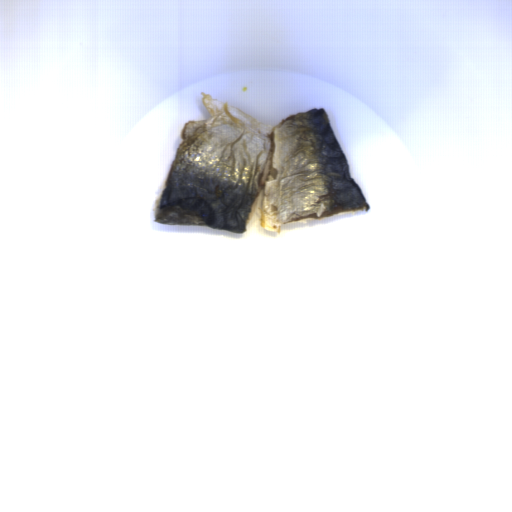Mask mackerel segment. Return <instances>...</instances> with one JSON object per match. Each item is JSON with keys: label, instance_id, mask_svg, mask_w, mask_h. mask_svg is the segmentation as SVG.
<instances>
[{"label": "mackerel segment", "instance_id": "14911b7f", "mask_svg": "<svg viewBox=\"0 0 512 512\" xmlns=\"http://www.w3.org/2000/svg\"><path fill=\"white\" fill-rule=\"evenodd\" d=\"M204 120H189L154 203L156 224L246 231L368 212L324 107L270 126L201 91Z\"/></svg>", "mask_w": 512, "mask_h": 512}]
</instances>
